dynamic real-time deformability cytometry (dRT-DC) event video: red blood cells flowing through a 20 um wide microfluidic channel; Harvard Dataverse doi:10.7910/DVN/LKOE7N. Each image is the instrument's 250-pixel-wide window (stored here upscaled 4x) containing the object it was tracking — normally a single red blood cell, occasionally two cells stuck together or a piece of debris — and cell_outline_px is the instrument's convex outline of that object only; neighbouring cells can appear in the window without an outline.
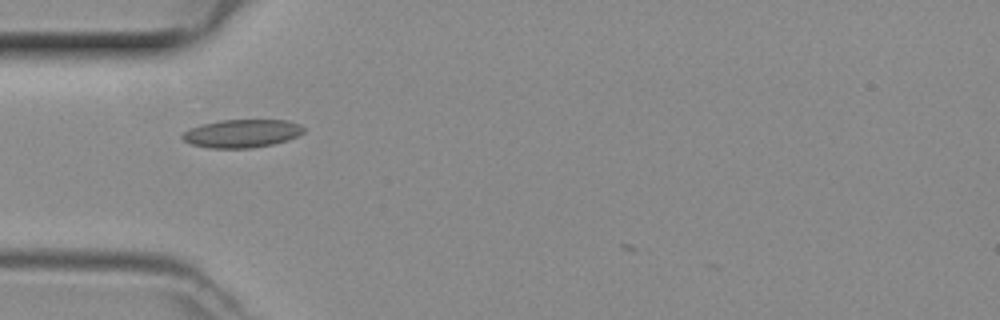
{"species": "common noctule bat (a hibernating species)", "species_latin": "Nyctalus noctula", "temperature_condition": "room temperature", "stored_images_in_passage": 30, "camera_frame_rate_fps": 3000, "um_per_image_px": 0.085, "animal": {"sex": "female", "body_mass_g": 29.2, "forearm_length_mm": 56.3}, "frame": {"image": 1, "passage_image": 1, "time_ms": 0.0, "image_size_px": [1000, 320], "cell_outline_px": [[304, 132], [288, 140], [272, 144], [252, 148], [208, 148], [192, 144], [184, 140], [180, 136], [188, 128], [200, 124], [220, 120], [288, 120], [300, 124], [304, 128]], "centroid_in_image_um": [20.54, 11.34], "position_along_channel_um": 64.5, "area_um2": 20.0}}
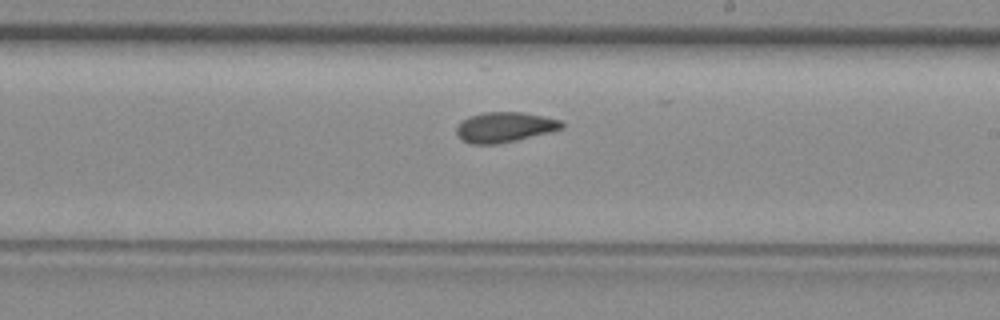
{"frame": {"image": 2, "passage_image": 14, "time_ms": 4.333, "image_size_px": [1000, 320], "cell_outline_px": [[564, 128], [548, 132], [496, 144], [472, 144], [460, 140], [456, 136], [456, 128], [468, 116], [484, 112], [520, 112], [560, 120], [564, 124]], "centroid_in_image_um": [42.83, 10.81], "position_along_channel_um": 246.2, "area_um2": 18.21}}
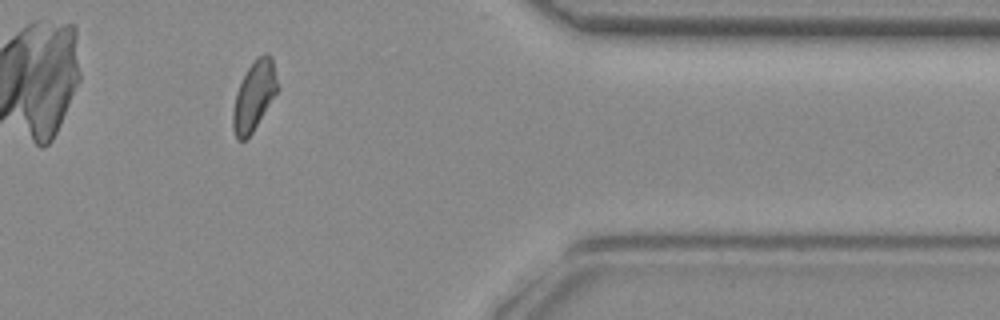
{"frame": {"image": 3, "passage_image": 26, "time_ms": 8.333, "image_size_px": [1000, 320], "cell_outline_px": [[280, 88], [252, 132], [244, 140], [236, 140], [232, 128], [232, 112], [236, 92], [248, 68], [256, 56], [264, 52], [268, 52], [272, 60]], "centroid_in_image_um": [21.6, 8.13], "position_along_channel_um": 389.8, "area_um2": 18.09}}